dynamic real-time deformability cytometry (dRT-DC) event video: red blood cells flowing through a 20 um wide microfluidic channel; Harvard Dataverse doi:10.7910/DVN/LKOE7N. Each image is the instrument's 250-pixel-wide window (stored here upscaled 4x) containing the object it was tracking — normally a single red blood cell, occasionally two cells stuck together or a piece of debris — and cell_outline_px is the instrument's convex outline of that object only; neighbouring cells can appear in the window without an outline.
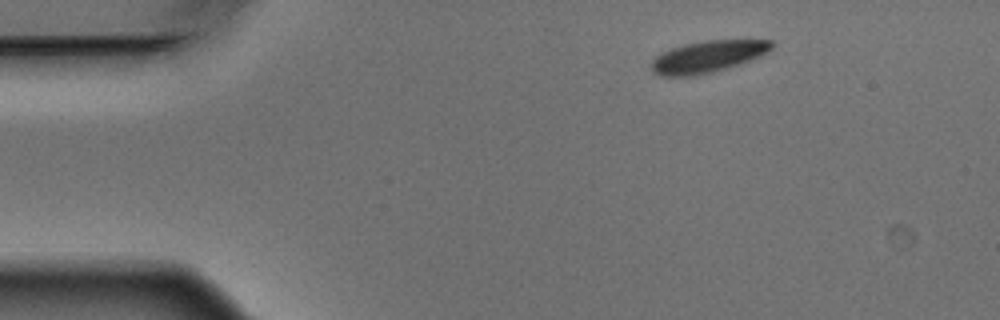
{"species": "Egyptian fruit bat (a non-hibernating species)", "species_latin": "Rousettus aegyptiacus", "temperature_condition": "warm", "stored_images_in_passage": 5, "camera_frame_rate_fps": 3000, "um_per_image_px": 0.085, "animal": {"sex": "male"}, "frame": {"image": 1, "passage_image": 1, "time_ms": 0.0, "image_size_px": [1000, 320], "cell_outline_px": [[772, 48], [768, 52], [748, 60], [724, 68], [692, 76], [660, 76], [652, 72], [652, 60], [660, 52], [684, 44], [704, 40], [772, 40]], "centroid_in_image_um": [60.09, 4.8], "position_along_channel_um": 24.9, "area_um2": 21.85}}
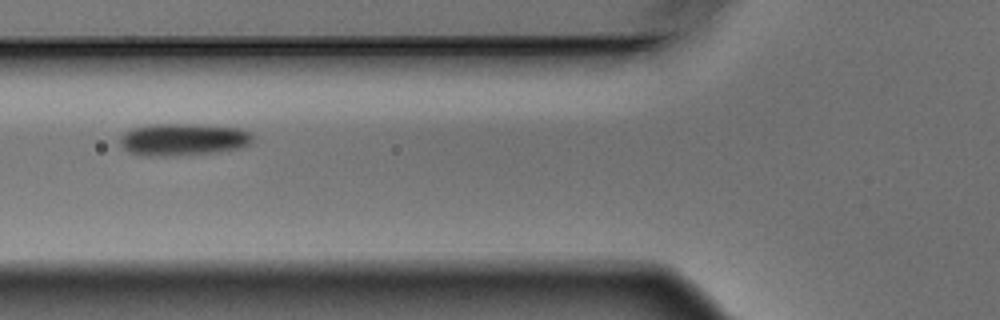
{"frame": {"image": 2, "passage_image": 4, "time_ms": 1.0, "image_size_px": [1000, 320], "cell_outline_px": [[252, 140], [248, 144], [240, 148], [216, 152], [172, 156], [148, 156], [128, 152], [120, 144], [120, 136], [124, 132], [132, 128], [148, 124], [196, 124], [240, 128], [252, 132]], "centroid_in_image_um": [15.55, 11.85], "position_along_channel_um": 110.3, "area_um2": 25.09}}
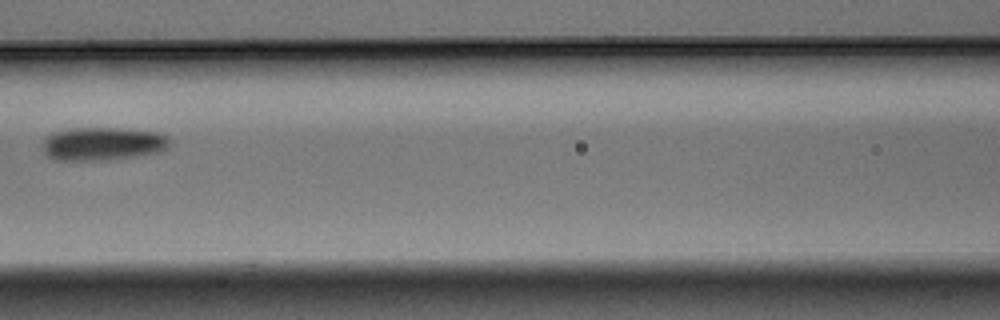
{"frame": {"image": 3, "passage_image": 5, "time_ms": 1.333, "image_size_px": [1000, 320], "cell_outline_px": [[168, 148], [160, 152], [136, 156], [108, 160], [56, 160], [48, 156], [44, 152], [44, 140], [52, 132], [72, 128], [116, 128], [156, 132], [168, 136]], "centroid_in_image_um": [8.73, 12.22], "position_along_channel_um": 157.9, "area_um2": 24.51}}